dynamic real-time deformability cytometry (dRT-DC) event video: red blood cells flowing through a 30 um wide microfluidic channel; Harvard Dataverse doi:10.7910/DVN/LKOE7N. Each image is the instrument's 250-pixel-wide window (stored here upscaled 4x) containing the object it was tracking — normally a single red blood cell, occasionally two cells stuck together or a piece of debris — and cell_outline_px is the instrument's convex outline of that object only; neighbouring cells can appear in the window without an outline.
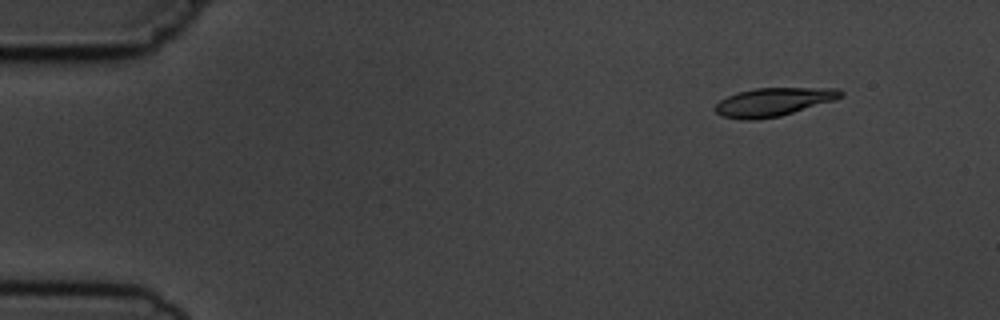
{"species": "common noctule bat (a hibernating species)", "species_latin": "Nyctalus noctula", "temperature_condition": "cold", "stored_images_in_passage": 3, "camera_frame_rate_fps": 3000, "um_per_image_px": 0.085, "animal": {"sex": "male", "body_mass_g": 19.5, "forearm_length_mm": 54.6}, "frame": {"image": 1, "passage_image": 1, "time_ms": 0.0, "image_size_px": [1000, 320], "cell_outline_px": [[844, 96], [832, 100], [780, 116], [752, 120], [744, 120], [724, 116], [716, 112], [712, 108], [720, 100], [728, 96], [740, 92], [756, 88], [840, 88], [844, 92]], "centroid_in_image_um": [65.73, 8.66], "position_along_channel_um": 19.3, "area_um2": 20.46}}
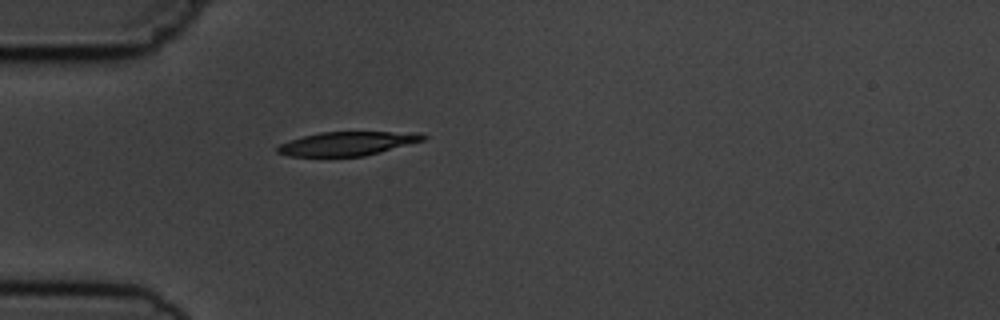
{"frame": {"image": 2, "passage_image": 3, "time_ms": 3.333, "image_size_px": [1000, 320], "cell_outline_px": [[428, 136], [424, 140], [364, 156], [288, 156], [276, 152], [276, 148], [280, 144], [304, 136], [320, 132], [424, 132]], "centroid_in_image_um": [29.56, 12.19], "position_along_channel_um": 55.4, "area_um2": 20.11}}